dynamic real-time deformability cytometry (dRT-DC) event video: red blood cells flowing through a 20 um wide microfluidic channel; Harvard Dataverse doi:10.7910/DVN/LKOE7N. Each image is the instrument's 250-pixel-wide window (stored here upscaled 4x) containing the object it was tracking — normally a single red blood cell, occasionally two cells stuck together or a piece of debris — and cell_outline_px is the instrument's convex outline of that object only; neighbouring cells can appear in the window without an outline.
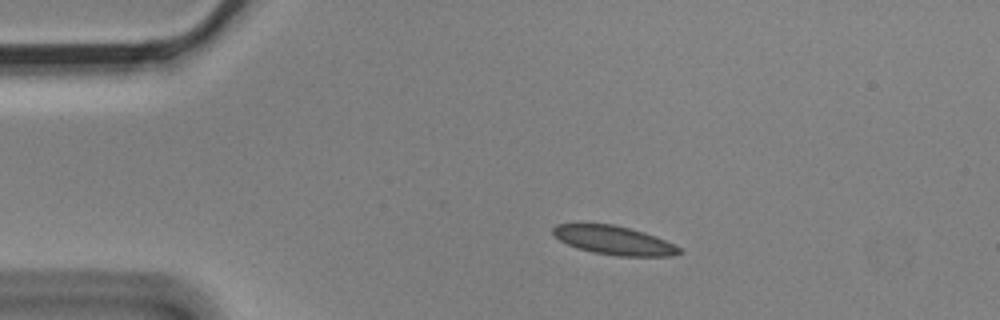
{"species": "Egyptian fruit bat (a non-hibernating species)", "species_latin": "Rousettus aegyptiacus", "temperature_condition": "cold", "stored_images_in_passage": 5, "camera_frame_rate_fps": 3000, "um_per_image_px": 0.085, "animal": {"sex": "male"}, "frame": {"image": 1, "passage_image": 2, "time_ms": 0.333, "image_size_px": [1000, 320], "cell_outline_px": [[684, 252], [672, 256], [616, 256], [592, 252], [576, 248], [560, 240], [552, 232], [552, 228], [556, 224], [612, 224], [644, 232], [656, 236], [680, 248]], "centroid_in_image_um": [52.19, 20.44], "position_along_channel_um": 32.8, "area_um2": 21.04}}
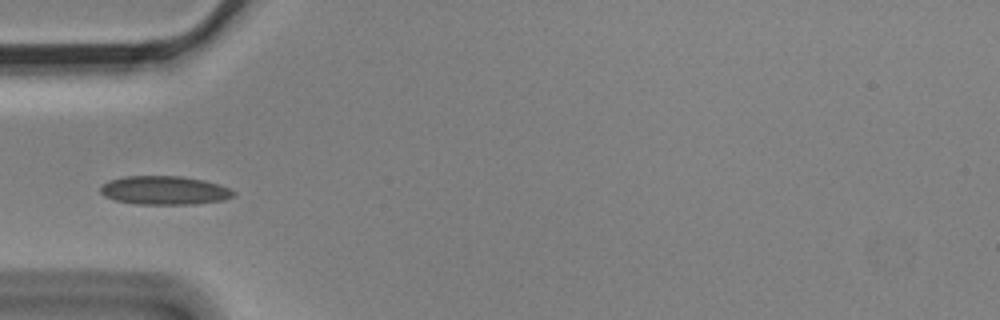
{"frame": {"image": 2, "passage_image": 4, "time_ms": 1.0, "image_size_px": [1000, 320], "cell_outline_px": [[236, 196], [224, 200], [192, 204], [136, 204], [116, 200], [104, 196], [100, 192], [100, 188], [108, 180], [124, 176], [180, 176], [204, 180], [228, 188], [236, 192]], "centroid_in_image_um": [13.98, 16.18], "position_along_channel_um": 71.0, "area_um2": 22.2}}
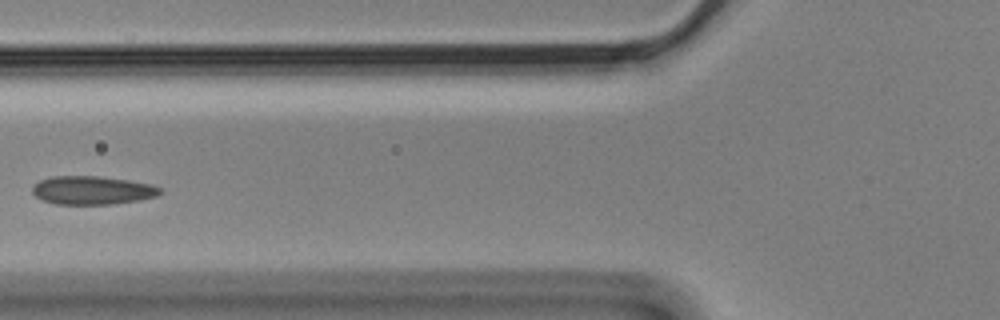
{"frame": {"image": 3, "passage_image": 5, "time_ms": 1.333, "image_size_px": [1000, 320], "cell_outline_px": [[164, 192], [156, 196], [140, 200], [112, 204], [56, 204], [44, 200], [36, 196], [32, 192], [32, 188], [40, 180], [52, 176], [100, 176], [128, 180], [152, 184], [160, 188]], "centroid_in_image_um": [7.88, 16.17], "position_along_channel_um": 117.9, "area_um2": 21.15}}